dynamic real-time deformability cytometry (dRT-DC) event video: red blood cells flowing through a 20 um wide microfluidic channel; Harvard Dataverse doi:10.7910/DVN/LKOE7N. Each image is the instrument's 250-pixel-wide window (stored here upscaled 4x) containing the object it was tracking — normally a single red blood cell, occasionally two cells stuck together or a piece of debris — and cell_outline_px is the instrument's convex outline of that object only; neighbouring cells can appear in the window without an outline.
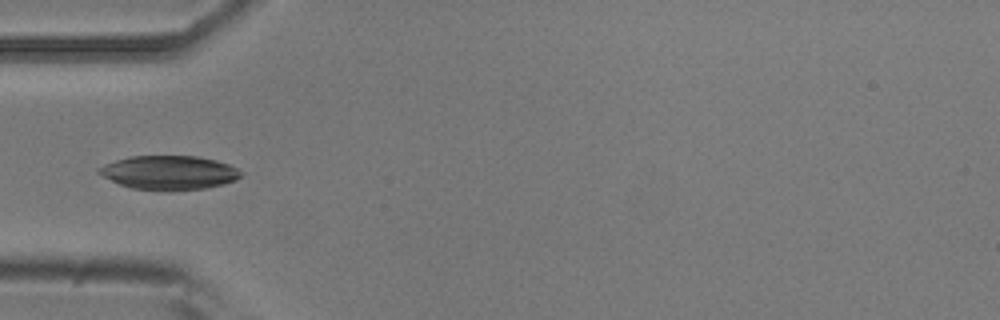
{"species": "common noctule bat (a hibernating species)", "species_latin": "Nyctalus noctula", "temperature_condition": "room temperature", "stored_images_in_passage": 6, "camera_frame_rate_fps": 3000, "um_per_image_px": 0.085, "animal": {"sex": "male", "body_mass_g": 20.5, "forearm_length_mm": 52.5}, "frame": {"image": 1, "passage_image": 5, "time_ms": 1.333, "image_size_px": [1000, 320], "cell_outline_px": [[244, 172], [236, 180], [224, 184], [208, 188], [168, 192], [132, 188], [120, 184], [96, 172], [96, 168], [104, 164], [116, 160], [132, 156], [196, 156], [216, 160], [228, 164]], "centroid_in_image_um": [14.39, 14.69], "position_along_channel_um": 70.6, "area_um2": 28.44}}
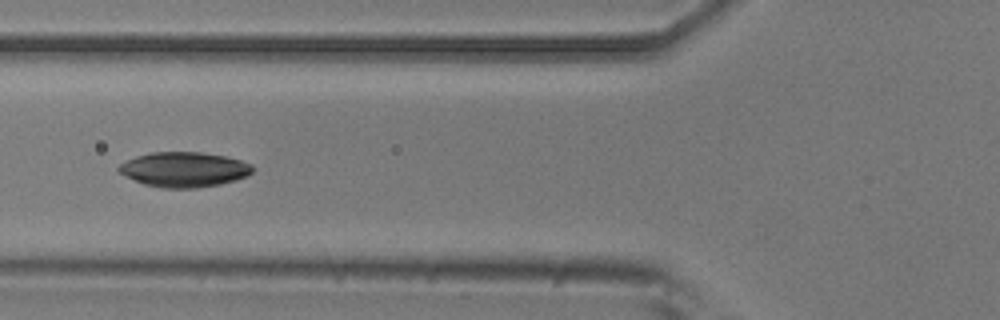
{"frame": {"image": 2, "passage_image": 6, "time_ms": 1.667, "image_size_px": [1000, 320], "cell_outline_px": [[256, 168], [248, 176], [236, 180], [220, 184], [196, 188], [160, 188], [144, 184], [120, 172], [116, 168], [120, 164], [136, 156], [152, 152], [200, 152], [224, 156], [240, 160], [252, 164]], "centroid_in_image_um": [15.69, 14.41], "position_along_channel_um": 110.1, "area_um2": 27.22}}